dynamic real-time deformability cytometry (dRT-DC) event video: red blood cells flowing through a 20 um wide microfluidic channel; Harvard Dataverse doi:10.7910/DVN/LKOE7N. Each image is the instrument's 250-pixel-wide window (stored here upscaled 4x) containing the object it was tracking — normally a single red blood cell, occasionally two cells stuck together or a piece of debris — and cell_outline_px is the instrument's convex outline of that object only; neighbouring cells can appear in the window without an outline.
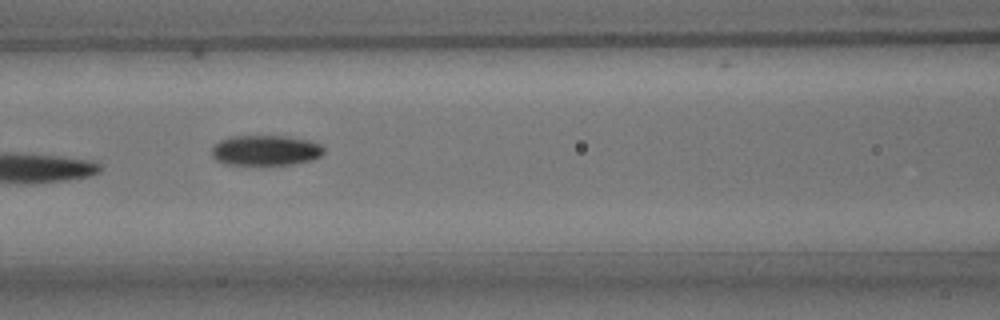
{"species": "common noctule bat (a hibernating species)", "species_latin": "Nyctalus noctula", "temperature_condition": "room temperature", "stored_images_in_passage": 7, "camera_frame_rate_fps": 3000, "um_per_image_px": 0.085, "animal": {"sex": "male", "body_mass_g": 15.6}, "frame": {"image": 1, "passage_image": 6, "time_ms": 6.0, "image_size_px": [1000, 320], "cell_outline_px": [[324, 152], [320, 156], [312, 160], [292, 164], [224, 164], [216, 160], [212, 156], [212, 148], [220, 140], [232, 136], [288, 136], [308, 140], [320, 144], [324, 148]], "centroid_in_image_um": [22.58, 12.77], "position_along_channel_um": 144.0, "area_um2": 19.71}}